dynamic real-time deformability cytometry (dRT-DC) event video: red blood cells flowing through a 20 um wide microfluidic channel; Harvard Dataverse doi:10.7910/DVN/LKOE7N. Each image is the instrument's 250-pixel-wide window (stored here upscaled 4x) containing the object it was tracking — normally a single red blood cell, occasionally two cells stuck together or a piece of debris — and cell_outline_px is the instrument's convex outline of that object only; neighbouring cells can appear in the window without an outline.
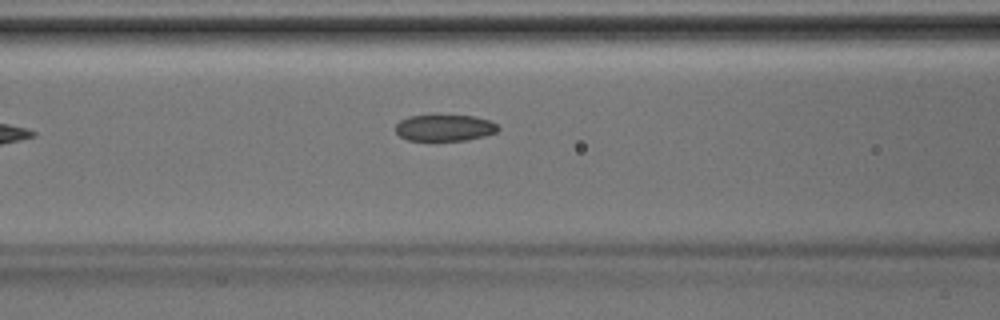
{"species": "Egyptian fruit bat (a non-hibernating species)", "species_latin": "Rousettus aegyptiacus", "temperature_condition": "room temperature", "stored_images_in_passage": 5, "camera_frame_rate_fps": 3000, "um_per_image_px": 0.085, "animal": {"sex": "male"}, "frame": {"image": 1, "passage_image": 5, "time_ms": 1.333, "image_size_px": [1000, 320], "cell_outline_px": [[500, 128], [496, 132], [484, 136], [464, 140], [408, 140], [400, 136], [396, 132], [396, 124], [400, 120], [408, 116], [476, 116], [488, 120], [496, 124]], "centroid_in_image_um": [37.79, 10.86], "position_along_channel_um": 128.8, "area_um2": 15.55}}